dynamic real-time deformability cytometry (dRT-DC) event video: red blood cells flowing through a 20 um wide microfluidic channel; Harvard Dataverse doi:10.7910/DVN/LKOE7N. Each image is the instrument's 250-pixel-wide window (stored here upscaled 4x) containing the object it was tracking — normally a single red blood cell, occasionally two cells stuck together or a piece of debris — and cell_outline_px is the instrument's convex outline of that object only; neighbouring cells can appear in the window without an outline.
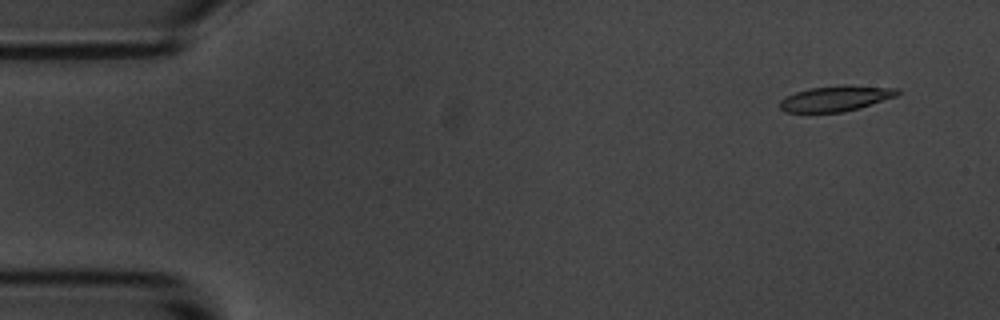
{"species": "common noctule bat (a hibernating species)", "species_latin": "Nyctalus noctula", "temperature_condition": "room temperature", "stored_images_in_passage": 5, "camera_frame_rate_fps": 3000, "um_per_image_px": 0.085, "animal": {"sex": "male", "body_mass_g": 20.1, "forearm_length_mm": 53.5}, "frame": {"image": 1, "passage_image": 1, "time_ms": 0.0, "image_size_px": [1000, 320], "cell_outline_px": [[900, 92], [896, 96], [860, 108], [844, 112], [788, 112], [780, 108], [780, 100], [784, 96], [796, 92], [812, 88], [900, 88]], "centroid_in_image_um": [70.97, 8.43], "position_along_channel_um": 14.0, "area_um2": 16.3}}
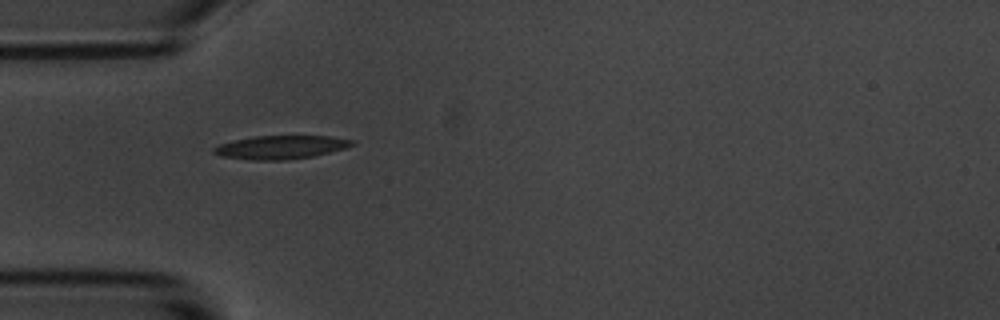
{"frame": {"image": 2, "passage_image": 4, "time_ms": 4.333, "image_size_px": [1000, 320], "cell_outline_px": [[356, 144], [344, 148], [312, 156], [284, 160], [252, 160], [220, 156], [212, 152], [212, 148], [220, 144], [232, 140], [252, 136], [328, 136], [356, 140]], "centroid_in_image_um": [23.83, 12.51], "position_along_channel_um": 61.2, "area_um2": 18.9}}